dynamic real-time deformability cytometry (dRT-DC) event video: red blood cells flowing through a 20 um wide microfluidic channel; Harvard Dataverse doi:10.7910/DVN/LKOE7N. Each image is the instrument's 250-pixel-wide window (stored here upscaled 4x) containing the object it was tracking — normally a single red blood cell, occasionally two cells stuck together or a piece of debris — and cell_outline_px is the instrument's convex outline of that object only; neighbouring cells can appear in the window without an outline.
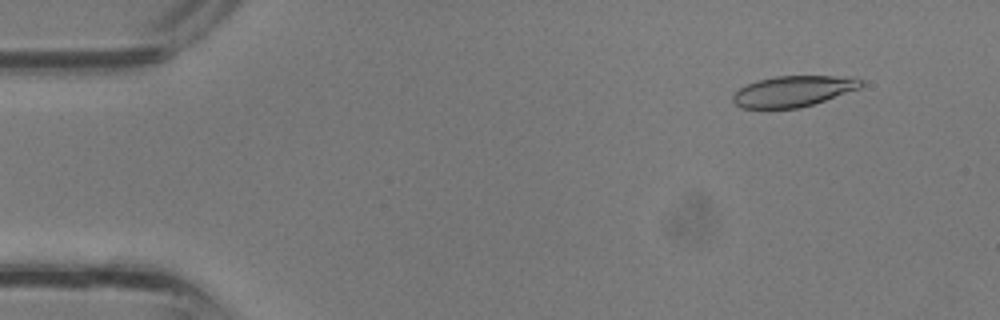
{"species": "common noctule bat (a hibernating species)", "species_latin": "Nyctalus noctula", "temperature_condition": "room temperature", "stored_images_in_passage": 8, "camera_frame_rate_fps": 3000, "um_per_image_px": 0.085, "animal": {"sex": "male", "body_mass_g": 13.3}, "frame": {"image": 1, "passage_image": 4, "time_ms": 1.0, "image_size_px": [1000, 320], "cell_outline_px": [[864, 84], [860, 88], [800, 108], [740, 108], [732, 100], [732, 96], [740, 88], [748, 84], [760, 80], [776, 76], [852, 76], [864, 80]], "centroid_in_image_um": [67.46, 7.74], "position_along_channel_um": 17.5, "area_um2": 22.89}}